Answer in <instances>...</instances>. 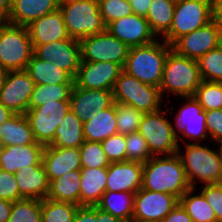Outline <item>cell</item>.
Listing matches in <instances>:
<instances>
[{"mask_svg": "<svg viewBox=\"0 0 222 222\" xmlns=\"http://www.w3.org/2000/svg\"><path fill=\"white\" fill-rule=\"evenodd\" d=\"M141 188L171 194L179 199L191 188L179 155L152 156L143 163Z\"/></svg>", "mask_w": 222, "mask_h": 222, "instance_id": "6da1fadb", "label": "cell"}, {"mask_svg": "<svg viewBox=\"0 0 222 222\" xmlns=\"http://www.w3.org/2000/svg\"><path fill=\"white\" fill-rule=\"evenodd\" d=\"M158 38L154 42L129 48L124 71L142 83L159 88L163 69L172 46Z\"/></svg>", "mask_w": 222, "mask_h": 222, "instance_id": "7a4b0ae2", "label": "cell"}, {"mask_svg": "<svg viewBox=\"0 0 222 222\" xmlns=\"http://www.w3.org/2000/svg\"><path fill=\"white\" fill-rule=\"evenodd\" d=\"M179 144L177 154L181 158L188 182L191 188H196V183L218 184L222 183V160L218 150L201 143H185V153ZM199 182H196L198 181Z\"/></svg>", "mask_w": 222, "mask_h": 222, "instance_id": "3957f363", "label": "cell"}, {"mask_svg": "<svg viewBox=\"0 0 222 222\" xmlns=\"http://www.w3.org/2000/svg\"><path fill=\"white\" fill-rule=\"evenodd\" d=\"M202 82L197 60L177 54L170 50L167 56L162 81L159 86L161 95L167 92L179 97H194ZM170 93V94H169Z\"/></svg>", "mask_w": 222, "mask_h": 222, "instance_id": "277c9868", "label": "cell"}, {"mask_svg": "<svg viewBox=\"0 0 222 222\" xmlns=\"http://www.w3.org/2000/svg\"><path fill=\"white\" fill-rule=\"evenodd\" d=\"M59 10L71 38L80 40L106 31L97 0H64Z\"/></svg>", "mask_w": 222, "mask_h": 222, "instance_id": "5b68a950", "label": "cell"}, {"mask_svg": "<svg viewBox=\"0 0 222 222\" xmlns=\"http://www.w3.org/2000/svg\"><path fill=\"white\" fill-rule=\"evenodd\" d=\"M112 93L115 103L132 106L144 113L159 111L164 104L158 87L142 83L124 70L115 81Z\"/></svg>", "mask_w": 222, "mask_h": 222, "instance_id": "8992f818", "label": "cell"}, {"mask_svg": "<svg viewBox=\"0 0 222 222\" xmlns=\"http://www.w3.org/2000/svg\"><path fill=\"white\" fill-rule=\"evenodd\" d=\"M34 53L27 26L0 23V65L8 71L26 70Z\"/></svg>", "mask_w": 222, "mask_h": 222, "instance_id": "52a82bcc", "label": "cell"}, {"mask_svg": "<svg viewBox=\"0 0 222 222\" xmlns=\"http://www.w3.org/2000/svg\"><path fill=\"white\" fill-rule=\"evenodd\" d=\"M167 110H159L153 113H145L139 125L138 132L147 141L149 150L153 156L174 155L178 152L177 134L172 122L166 117Z\"/></svg>", "mask_w": 222, "mask_h": 222, "instance_id": "ba28073f", "label": "cell"}, {"mask_svg": "<svg viewBox=\"0 0 222 222\" xmlns=\"http://www.w3.org/2000/svg\"><path fill=\"white\" fill-rule=\"evenodd\" d=\"M211 0H176L170 30L161 38L172 45L178 38L212 21Z\"/></svg>", "mask_w": 222, "mask_h": 222, "instance_id": "9c48e42d", "label": "cell"}, {"mask_svg": "<svg viewBox=\"0 0 222 222\" xmlns=\"http://www.w3.org/2000/svg\"><path fill=\"white\" fill-rule=\"evenodd\" d=\"M79 42L81 62H115L124 68L130 47L107 30Z\"/></svg>", "mask_w": 222, "mask_h": 222, "instance_id": "30bf717a", "label": "cell"}, {"mask_svg": "<svg viewBox=\"0 0 222 222\" xmlns=\"http://www.w3.org/2000/svg\"><path fill=\"white\" fill-rule=\"evenodd\" d=\"M69 111V100H60L29 108L25 115L37 143L43 146L50 145L54 140L56 129Z\"/></svg>", "mask_w": 222, "mask_h": 222, "instance_id": "8fae6325", "label": "cell"}, {"mask_svg": "<svg viewBox=\"0 0 222 222\" xmlns=\"http://www.w3.org/2000/svg\"><path fill=\"white\" fill-rule=\"evenodd\" d=\"M184 99L185 103L174 116V123H171L176 131L178 143L180 140L186 143L183 137L194 143H202L206 138H210L206 126L205 111L194 97H183Z\"/></svg>", "mask_w": 222, "mask_h": 222, "instance_id": "7c38bea8", "label": "cell"}, {"mask_svg": "<svg viewBox=\"0 0 222 222\" xmlns=\"http://www.w3.org/2000/svg\"><path fill=\"white\" fill-rule=\"evenodd\" d=\"M34 54L66 71L75 78L81 62L80 42L75 38L56 40L44 45H32Z\"/></svg>", "mask_w": 222, "mask_h": 222, "instance_id": "4fadbf2b", "label": "cell"}, {"mask_svg": "<svg viewBox=\"0 0 222 222\" xmlns=\"http://www.w3.org/2000/svg\"><path fill=\"white\" fill-rule=\"evenodd\" d=\"M34 87L26 70L9 71L0 92V102L14 114H26Z\"/></svg>", "mask_w": 222, "mask_h": 222, "instance_id": "5bb4252c", "label": "cell"}, {"mask_svg": "<svg viewBox=\"0 0 222 222\" xmlns=\"http://www.w3.org/2000/svg\"><path fill=\"white\" fill-rule=\"evenodd\" d=\"M178 202L174 195L141 188L135 193L132 219L161 222Z\"/></svg>", "mask_w": 222, "mask_h": 222, "instance_id": "9a60e30c", "label": "cell"}, {"mask_svg": "<svg viewBox=\"0 0 222 222\" xmlns=\"http://www.w3.org/2000/svg\"><path fill=\"white\" fill-rule=\"evenodd\" d=\"M115 62H80L74 85L85 89L113 90L115 81L123 71Z\"/></svg>", "mask_w": 222, "mask_h": 222, "instance_id": "2e32d148", "label": "cell"}, {"mask_svg": "<svg viewBox=\"0 0 222 222\" xmlns=\"http://www.w3.org/2000/svg\"><path fill=\"white\" fill-rule=\"evenodd\" d=\"M221 32L211 21L207 25L178 38L171 46L177 54L198 60L220 45Z\"/></svg>", "mask_w": 222, "mask_h": 222, "instance_id": "e0dca14e", "label": "cell"}, {"mask_svg": "<svg viewBox=\"0 0 222 222\" xmlns=\"http://www.w3.org/2000/svg\"><path fill=\"white\" fill-rule=\"evenodd\" d=\"M106 30L130 48L147 45L158 39L147 19L134 13L109 23Z\"/></svg>", "mask_w": 222, "mask_h": 222, "instance_id": "ac0fdd59", "label": "cell"}, {"mask_svg": "<svg viewBox=\"0 0 222 222\" xmlns=\"http://www.w3.org/2000/svg\"><path fill=\"white\" fill-rule=\"evenodd\" d=\"M69 103L70 110L85 123L92 114H98L114 103L113 93L110 90L85 89L73 85Z\"/></svg>", "mask_w": 222, "mask_h": 222, "instance_id": "d6986e66", "label": "cell"}, {"mask_svg": "<svg viewBox=\"0 0 222 222\" xmlns=\"http://www.w3.org/2000/svg\"><path fill=\"white\" fill-rule=\"evenodd\" d=\"M143 163L123 161L107 167L106 191L136 193L142 187Z\"/></svg>", "mask_w": 222, "mask_h": 222, "instance_id": "ffe728a7", "label": "cell"}, {"mask_svg": "<svg viewBox=\"0 0 222 222\" xmlns=\"http://www.w3.org/2000/svg\"><path fill=\"white\" fill-rule=\"evenodd\" d=\"M42 163L49 182L60 178L69 171L81 170V155L79 148H64L45 146Z\"/></svg>", "mask_w": 222, "mask_h": 222, "instance_id": "44dd1931", "label": "cell"}, {"mask_svg": "<svg viewBox=\"0 0 222 222\" xmlns=\"http://www.w3.org/2000/svg\"><path fill=\"white\" fill-rule=\"evenodd\" d=\"M27 28L32 45H44L56 40L71 38L59 9L33 20L27 25Z\"/></svg>", "mask_w": 222, "mask_h": 222, "instance_id": "7402d4cb", "label": "cell"}, {"mask_svg": "<svg viewBox=\"0 0 222 222\" xmlns=\"http://www.w3.org/2000/svg\"><path fill=\"white\" fill-rule=\"evenodd\" d=\"M44 148L45 146L37 142L6 147L0 154V169L15 174L22 167L40 165Z\"/></svg>", "mask_w": 222, "mask_h": 222, "instance_id": "603a6c76", "label": "cell"}, {"mask_svg": "<svg viewBox=\"0 0 222 222\" xmlns=\"http://www.w3.org/2000/svg\"><path fill=\"white\" fill-rule=\"evenodd\" d=\"M20 194L24 198L45 199L49 192V179L43 163L20 168L15 173Z\"/></svg>", "mask_w": 222, "mask_h": 222, "instance_id": "cb8c5ba5", "label": "cell"}, {"mask_svg": "<svg viewBox=\"0 0 222 222\" xmlns=\"http://www.w3.org/2000/svg\"><path fill=\"white\" fill-rule=\"evenodd\" d=\"M57 0H11L8 23L27 26L33 20L59 9Z\"/></svg>", "mask_w": 222, "mask_h": 222, "instance_id": "d4e9b609", "label": "cell"}, {"mask_svg": "<svg viewBox=\"0 0 222 222\" xmlns=\"http://www.w3.org/2000/svg\"><path fill=\"white\" fill-rule=\"evenodd\" d=\"M80 171V206H96L106 191L107 167L81 168Z\"/></svg>", "mask_w": 222, "mask_h": 222, "instance_id": "484cf974", "label": "cell"}, {"mask_svg": "<svg viewBox=\"0 0 222 222\" xmlns=\"http://www.w3.org/2000/svg\"><path fill=\"white\" fill-rule=\"evenodd\" d=\"M84 136L87 141L102 142L108 137L117 134L116 103L92 114L89 121L83 123Z\"/></svg>", "mask_w": 222, "mask_h": 222, "instance_id": "4316f807", "label": "cell"}, {"mask_svg": "<svg viewBox=\"0 0 222 222\" xmlns=\"http://www.w3.org/2000/svg\"><path fill=\"white\" fill-rule=\"evenodd\" d=\"M26 71L35 85L74 84L73 78L66 71L51 62L39 59L34 53Z\"/></svg>", "mask_w": 222, "mask_h": 222, "instance_id": "83f0119b", "label": "cell"}, {"mask_svg": "<svg viewBox=\"0 0 222 222\" xmlns=\"http://www.w3.org/2000/svg\"><path fill=\"white\" fill-rule=\"evenodd\" d=\"M0 138L6 147L13 145H30L37 142L25 114H14L10 119L0 125Z\"/></svg>", "mask_w": 222, "mask_h": 222, "instance_id": "f1b7e54d", "label": "cell"}, {"mask_svg": "<svg viewBox=\"0 0 222 222\" xmlns=\"http://www.w3.org/2000/svg\"><path fill=\"white\" fill-rule=\"evenodd\" d=\"M81 171H69L49 184L47 198L80 206Z\"/></svg>", "mask_w": 222, "mask_h": 222, "instance_id": "f546056e", "label": "cell"}, {"mask_svg": "<svg viewBox=\"0 0 222 222\" xmlns=\"http://www.w3.org/2000/svg\"><path fill=\"white\" fill-rule=\"evenodd\" d=\"M85 140L83 122L70 110L56 129L54 140L49 146L80 148Z\"/></svg>", "mask_w": 222, "mask_h": 222, "instance_id": "4dcf8cb0", "label": "cell"}, {"mask_svg": "<svg viewBox=\"0 0 222 222\" xmlns=\"http://www.w3.org/2000/svg\"><path fill=\"white\" fill-rule=\"evenodd\" d=\"M134 197L135 193L131 192L105 191L96 206L124 222H130L133 218Z\"/></svg>", "mask_w": 222, "mask_h": 222, "instance_id": "1f68e13d", "label": "cell"}, {"mask_svg": "<svg viewBox=\"0 0 222 222\" xmlns=\"http://www.w3.org/2000/svg\"><path fill=\"white\" fill-rule=\"evenodd\" d=\"M176 0H153L146 19L156 37H163L172 25ZM161 36V37H160Z\"/></svg>", "mask_w": 222, "mask_h": 222, "instance_id": "d6a6232c", "label": "cell"}, {"mask_svg": "<svg viewBox=\"0 0 222 222\" xmlns=\"http://www.w3.org/2000/svg\"><path fill=\"white\" fill-rule=\"evenodd\" d=\"M196 189H188L180 198L179 203L186 210L193 222H217L213 208L206 201L201 192L194 193Z\"/></svg>", "mask_w": 222, "mask_h": 222, "instance_id": "836d02e7", "label": "cell"}, {"mask_svg": "<svg viewBox=\"0 0 222 222\" xmlns=\"http://www.w3.org/2000/svg\"><path fill=\"white\" fill-rule=\"evenodd\" d=\"M73 85H35L29 108L39 107L50 102L69 100Z\"/></svg>", "mask_w": 222, "mask_h": 222, "instance_id": "e575fe53", "label": "cell"}, {"mask_svg": "<svg viewBox=\"0 0 222 222\" xmlns=\"http://www.w3.org/2000/svg\"><path fill=\"white\" fill-rule=\"evenodd\" d=\"M78 207L69 202L42 199V222H73Z\"/></svg>", "mask_w": 222, "mask_h": 222, "instance_id": "d590c367", "label": "cell"}, {"mask_svg": "<svg viewBox=\"0 0 222 222\" xmlns=\"http://www.w3.org/2000/svg\"><path fill=\"white\" fill-rule=\"evenodd\" d=\"M7 222H42L41 200L23 198L12 202Z\"/></svg>", "mask_w": 222, "mask_h": 222, "instance_id": "8d00e7d4", "label": "cell"}, {"mask_svg": "<svg viewBox=\"0 0 222 222\" xmlns=\"http://www.w3.org/2000/svg\"><path fill=\"white\" fill-rule=\"evenodd\" d=\"M202 80L222 82V47L210 50L197 60Z\"/></svg>", "mask_w": 222, "mask_h": 222, "instance_id": "74e56055", "label": "cell"}, {"mask_svg": "<svg viewBox=\"0 0 222 222\" xmlns=\"http://www.w3.org/2000/svg\"><path fill=\"white\" fill-rule=\"evenodd\" d=\"M194 98L204 111L222 109V82L202 80Z\"/></svg>", "mask_w": 222, "mask_h": 222, "instance_id": "f35d334b", "label": "cell"}, {"mask_svg": "<svg viewBox=\"0 0 222 222\" xmlns=\"http://www.w3.org/2000/svg\"><path fill=\"white\" fill-rule=\"evenodd\" d=\"M144 112L121 103H116L117 133L127 135L137 132Z\"/></svg>", "mask_w": 222, "mask_h": 222, "instance_id": "ab89813d", "label": "cell"}, {"mask_svg": "<svg viewBox=\"0 0 222 222\" xmlns=\"http://www.w3.org/2000/svg\"><path fill=\"white\" fill-rule=\"evenodd\" d=\"M79 150L82 168H103L110 164L100 142L85 140Z\"/></svg>", "mask_w": 222, "mask_h": 222, "instance_id": "60d3db41", "label": "cell"}, {"mask_svg": "<svg viewBox=\"0 0 222 222\" xmlns=\"http://www.w3.org/2000/svg\"><path fill=\"white\" fill-rule=\"evenodd\" d=\"M99 11L106 26L122 17L133 14V8L128 0H97Z\"/></svg>", "mask_w": 222, "mask_h": 222, "instance_id": "b9f144b4", "label": "cell"}, {"mask_svg": "<svg viewBox=\"0 0 222 222\" xmlns=\"http://www.w3.org/2000/svg\"><path fill=\"white\" fill-rule=\"evenodd\" d=\"M127 161L147 162L153 155L151 154L147 141L137 131L126 135Z\"/></svg>", "mask_w": 222, "mask_h": 222, "instance_id": "7bdbcfd3", "label": "cell"}, {"mask_svg": "<svg viewBox=\"0 0 222 222\" xmlns=\"http://www.w3.org/2000/svg\"><path fill=\"white\" fill-rule=\"evenodd\" d=\"M110 163L127 161L126 135L114 134L101 142Z\"/></svg>", "mask_w": 222, "mask_h": 222, "instance_id": "ee69618b", "label": "cell"}, {"mask_svg": "<svg viewBox=\"0 0 222 222\" xmlns=\"http://www.w3.org/2000/svg\"><path fill=\"white\" fill-rule=\"evenodd\" d=\"M0 198L15 202L23 199L15 179V174L0 169Z\"/></svg>", "mask_w": 222, "mask_h": 222, "instance_id": "f6af8a7d", "label": "cell"}, {"mask_svg": "<svg viewBox=\"0 0 222 222\" xmlns=\"http://www.w3.org/2000/svg\"><path fill=\"white\" fill-rule=\"evenodd\" d=\"M200 192L213 208L217 221L222 222V183L205 184Z\"/></svg>", "mask_w": 222, "mask_h": 222, "instance_id": "bcb514c9", "label": "cell"}, {"mask_svg": "<svg viewBox=\"0 0 222 222\" xmlns=\"http://www.w3.org/2000/svg\"><path fill=\"white\" fill-rule=\"evenodd\" d=\"M206 126L210 140L222 143V109L205 111Z\"/></svg>", "mask_w": 222, "mask_h": 222, "instance_id": "7dc6e473", "label": "cell"}, {"mask_svg": "<svg viewBox=\"0 0 222 222\" xmlns=\"http://www.w3.org/2000/svg\"><path fill=\"white\" fill-rule=\"evenodd\" d=\"M161 222H193L186 210L178 202Z\"/></svg>", "mask_w": 222, "mask_h": 222, "instance_id": "c3c4849f", "label": "cell"}, {"mask_svg": "<svg viewBox=\"0 0 222 222\" xmlns=\"http://www.w3.org/2000/svg\"><path fill=\"white\" fill-rule=\"evenodd\" d=\"M73 222H97L96 206H79Z\"/></svg>", "mask_w": 222, "mask_h": 222, "instance_id": "681fc988", "label": "cell"}, {"mask_svg": "<svg viewBox=\"0 0 222 222\" xmlns=\"http://www.w3.org/2000/svg\"><path fill=\"white\" fill-rule=\"evenodd\" d=\"M133 8L134 14L144 16L148 14V9L153 0H128Z\"/></svg>", "mask_w": 222, "mask_h": 222, "instance_id": "f907efd6", "label": "cell"}, {"mask_svg": "<svg viewBox=\"0 0 222 222\" xmlns=\"http://www.w3.org/2000/svg\"><path fill=\"white\" fill-rule=\"evenodd\" d=\"M211 18L222 34V1H212Z\"/></svg>", "mask_w": 222, "mask_h": 222, "instance_id": "816d5d0a", "label": "cell"}, {"mask_svg": "<svg viewBox=\"0 0 222 222\" xmlns=\"http://www.w3.org/2000/svg\"><path fill=\"white\" fill-rule=\"evenodd\" d=\"M12 202L0 198V222H7L10 217Z\"/></svg>", "mask_w": 222, "mask_h": 222, "instance_id": "f5cc1de1", "label": "cell"}, {"mask_svg": "<svg viewBox=\"0 0 222 222\" xmlns=\"http://www.w3.org/2000/svg\"><path fill=\"white\" fill-rule=\"evenodd\" d=\"M97 222H124L120 218L113 216L109 212L103 211L96 206Z\"/></svg>", "mask_w": 222, "mask_h": 222, "instance_id": "db71d44e", "label": "cell"}, {"mask_svg": "<svg viewBox=\"0 0 222 222\" xmlns=\"http://www.w3.org/2000/svg\"><path fill=\"white\" fill-rule=\"evenodd\" d=\"M11 10V0H0V23H8Z\"/></svg>", "mask_w": 222, "mask_h": 222, "instance_id": "11a10c76", "label": "cell"}, {"mask_svg": "<svg viewBox=\"0 0 222 222\" xmlns=\"http://www.w3.org/2000/svg\"><path fill=\"white\" fill-rule=\"evenodd\" d=\"M14 113L0 102V125L10 119Z\"/></svg>", "mask_w": 222, "mask_h": 222, "instance_id": "9f6ffc18", "label": "cell"}, {"mask_svg": "<svg viewBox=\"0 0 222 222\" xmlns=\"http://www.w3.org/2000/svg\"><path fill=\"white\" fill-rule=\"evenodd\" d=\"M8 70L0 65V92L2 90V87L4 86L6 76L8 74Z\"/></svg>", "mask_w": 222, "mask_h": 222, "instance_id": "6f0895ef", "label": "cell"}, {"mask_svg": "<svg viewBox=\"0 0 222 222\" xmlns=\"http://www.w3.org/2000/svg\"><path fill=\"white\" fill-rule=\"evenodd\" d=\"M6 146L3 140L0 138V154L5 150Z\"/></svg>", "mask_w": 222, "mask_h": 222, "instance_id": "680465c9", "label": "cell"}, {"mask_svg": "<svg viewBox=\"0 0 222 222\" xmlns=\"http://www.w3.org/2000/svg\"><path fill=\"white\" fill-rule=\"evenodd\" d=\"M218 148H219V153H220L221 160H222V143L218 144Z\"/></svg>", "mask_w": 222, "mask_h": 222, "instance_id": "91938a15", "label": "cell"}, {"mask_svg": "<svg viewBox=\"0 0 222 222\" xmlns=\"http://www.w3.org/2000/svg\"><path fill=\"white\" fill-rule=\"evenodd\" d=\"M130 222H153V221H139V220H131Z\"/></svg>", "mask_w": 222, "mask_h": 222, "instance_id": "94428289", "label": "cell"}, {"mask_svg": "<svg viewBox=\"0 0 222 222\" xmlns=\"http://www.w3.org/2000/svg\"><path fill=\"white\" fill-rule=\"evenodd\" d=\"M220 46L222 47V34L220 36Z\"/></svg>", "mask_w": 222, "mask_h": 222, "instance_id": "6125c7cd", "label": "cell"}]
</instances>
